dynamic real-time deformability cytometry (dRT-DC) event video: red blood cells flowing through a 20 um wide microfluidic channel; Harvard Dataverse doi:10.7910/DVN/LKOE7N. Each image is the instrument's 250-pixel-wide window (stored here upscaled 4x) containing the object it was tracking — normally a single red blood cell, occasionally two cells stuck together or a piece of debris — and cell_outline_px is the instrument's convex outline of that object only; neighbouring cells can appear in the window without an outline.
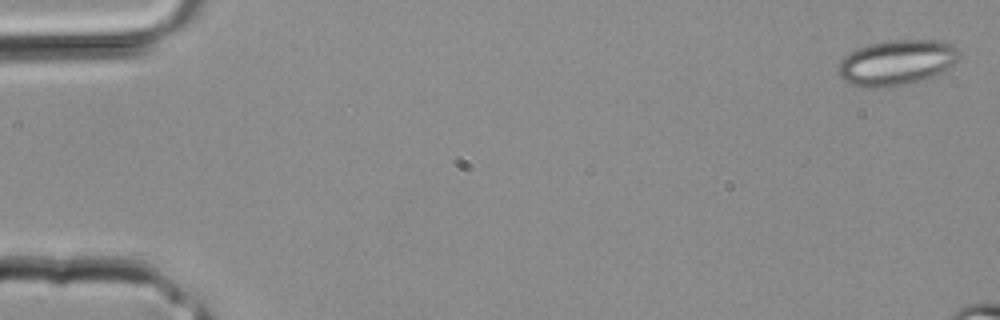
{"species": "common noctule bat (a hibernating species)", "species_latin": "Nyctalus noctula", "temperature_condition": "room temperature", "stored_images_in_passage": 3, "camera_frame_rate_fps": 3000, "um_per_image_px": 0.085, "animal": {"sex": "male", "body_mass_g": 20.4}, "frame": {"image": 1, "passage_image": 1, "time_ms": 0.0, "image_size_px": [1000, 320], "cell_outline_px": [[960, 56], [952, 64], [936, 76], [924, 80], [908, 84], [884, 88], [864, 88], [852, 84], [844, 80], [840, 76], [840, 60], [844, 56], [868, 44], [888, 40], [940, 40], [952, 44], [960, 52]], "centroid_in_image_um": [76.24, 5.33], "position_along_channel_um": 8.8, "area_um2": 32.02}}